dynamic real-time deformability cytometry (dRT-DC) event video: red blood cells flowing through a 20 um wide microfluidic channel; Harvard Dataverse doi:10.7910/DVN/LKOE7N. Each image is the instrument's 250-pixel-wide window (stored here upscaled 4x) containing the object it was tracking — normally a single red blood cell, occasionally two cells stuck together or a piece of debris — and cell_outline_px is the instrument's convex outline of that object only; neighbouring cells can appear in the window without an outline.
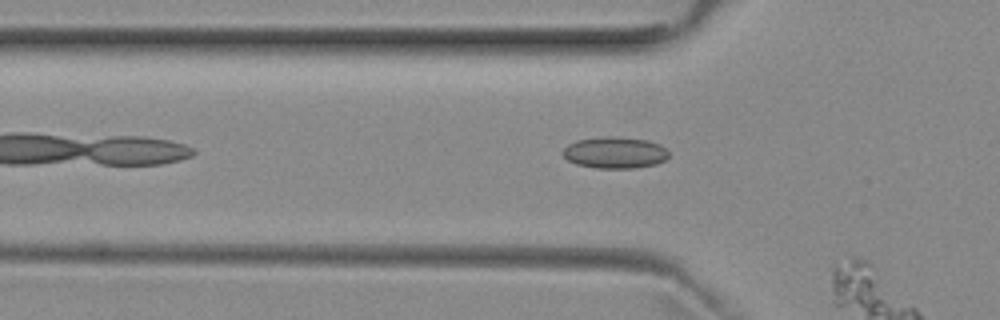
{"species": "common noctule bat (a hibernating species)", "species_latin": "Nyctalus noctula", "temperature_condition": "room temperature", "stored_images_in_passage": 8, "segment_of_instrument_passage": [1, 2], "camera_frame_rate_fps": 3000, "um_per_image_px": 0.085, "animal": {"sex": "female", "body_mass_g": 29.2, "forearm_length_mm": 56.3}, "frame": {"image": 1, "passage_image": 7, "time_ms": 2.0, "image_size_px": [1000, 320], "cell_outline_px": [[668, 156], [664, 160], [656, 164], [636, 168], [596, 168], [576, 164], [568, 160], [560, 152], [568, 144], [576, 140], [600, 136], [616, 136], [648, 140], [660, 144], [668, 152]], "centroid_in_image_um": [52.24, 12.96], "position_along_channel_um": 73.6, "area_um2": 19.65}}